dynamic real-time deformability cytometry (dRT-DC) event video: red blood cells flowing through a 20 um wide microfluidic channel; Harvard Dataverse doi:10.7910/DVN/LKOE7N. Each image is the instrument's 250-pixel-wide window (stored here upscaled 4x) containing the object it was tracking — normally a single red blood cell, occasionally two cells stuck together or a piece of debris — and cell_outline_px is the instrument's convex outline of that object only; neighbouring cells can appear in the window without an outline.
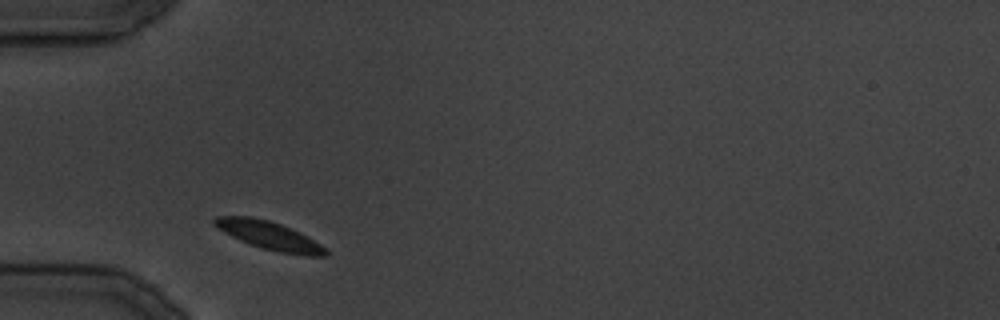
{"species": "common noctule bat (a hibernating species)", "species_latin": "Nyctalus noctula", "temperature_condition": "cold", "stored_images_in_passage": 27, "segment_of_instrument_passage": [1, 2], "camera_frame_rate_fps": 3000, "um_per_image_px": 0.085, "animal": {"sex": "male", "body_mass_g": 19.5, "forearm_length_mm": 54.6}, "frame": {"image": 1, "passage_image": 1, "time_ms": 0.0, "image_size_px": [1000, 320], "cell_outline_px": [[328, 256], [304, 256], [280, 252], [260, 248], [240, 240], [224, 232], [212, 220], [216, 216], [252, 216], [268, 220], [280, 224], [300, 232], [320, 244], [328, 252]], "centroid_in_image_um": [22.91, 20.03], "position_along_channel_um": 62.1, "area_um2": 18.09}}
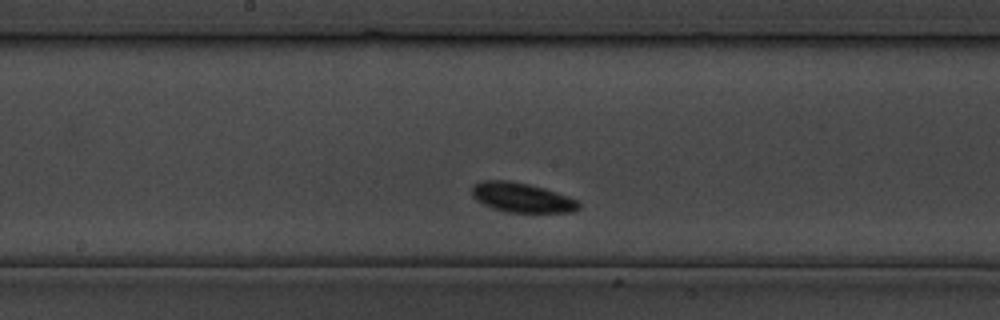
{"frame": {"image": 2, "passage_image": 9, "time_ms": 10.0, "image_size_px": [1000, 320], "cell_outline_px": [[580, 208], [572, 212], [508, 212], [492, 208], [476, 200], [472, 196], [472, 184], [480, 180], [508, 180], [528, 184], [544, 188], [556, 192], [576, 200], [580, 204]], "centroid_in_image_um": [44.31, 16.78], "position_along_channel_um": 203.9, "area_um2": 18.38}}
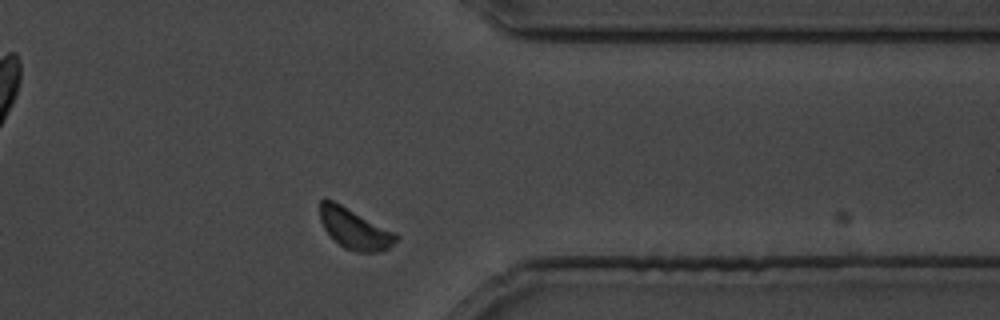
{"frame": {"image": 3, "passage_image": 19, "time_ms": 22.333, "image_size_px": [1000, 320], "cell_outline_px": [[400, 236], [388, 248], [376, 252], [356, 252], [344, 248], [324, 228], [320, 220], [320, 200], [324, 196], [396, 232]], "centroid_in_image_um": [30.14, 19.43], "position_along_channel_um": 381.3, "area_um2": 17.8}}